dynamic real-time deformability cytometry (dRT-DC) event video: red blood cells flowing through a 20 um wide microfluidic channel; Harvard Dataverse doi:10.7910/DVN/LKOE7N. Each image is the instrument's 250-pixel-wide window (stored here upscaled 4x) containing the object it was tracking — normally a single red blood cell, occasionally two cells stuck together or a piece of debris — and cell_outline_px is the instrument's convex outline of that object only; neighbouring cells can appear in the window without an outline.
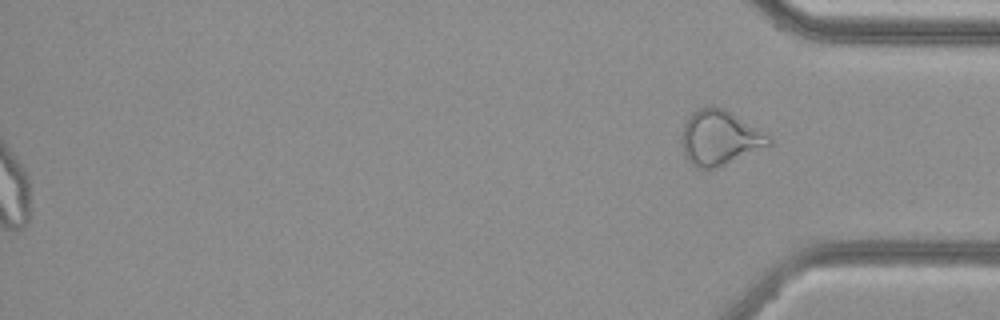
{"species": "common noctule bat (a hibernating species)", "species_latin": "Nyctalus noctula", "temperature_condition": "cold", "stored_images_in_passage": 53, "segment_of_instrument_passage": [2, 2], "camera_frame_rate_fps": 3000, "um_per_image_px": 0.085, "animal": {"sex": "female", "body_mass_g": 29.2, "forearm_length_mm": 56.3}, "frame": {"image": 1, "passage_image": 53, "time_ms": 17.333, "image_size_px": [1000, 320], "cell_outline_px": [[772, 144], [716, 168], [700, 168], [692, 164], [684, 156], [680, 136], [684, 124], [688, 116], [696, 108], [708, 104], [712, 104], [724, 108], [768, 136], [772, 140]], "centroid_in_image_um": [61.1, 11.68], "position_along_channel_um": 374.1, "area_um2": 27.74}}